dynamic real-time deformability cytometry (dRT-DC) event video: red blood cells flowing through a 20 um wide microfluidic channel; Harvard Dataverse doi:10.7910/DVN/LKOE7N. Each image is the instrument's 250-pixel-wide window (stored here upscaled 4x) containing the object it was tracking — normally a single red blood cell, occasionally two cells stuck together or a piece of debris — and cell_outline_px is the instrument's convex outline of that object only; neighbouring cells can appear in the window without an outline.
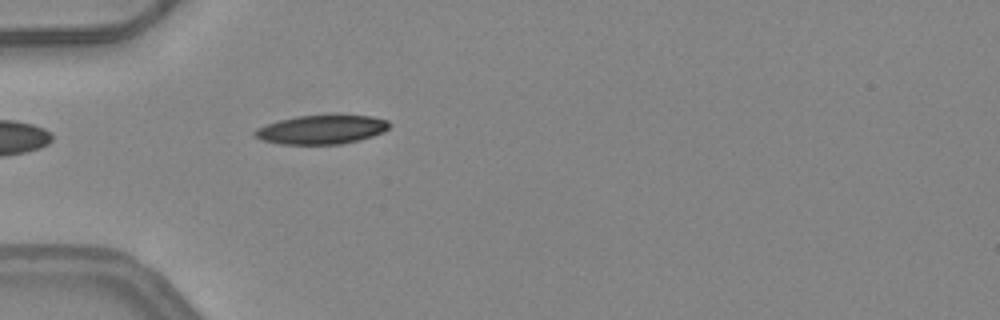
{"species": "common noctule bat (a hibernating species)", "species_latin": "Nyctalus noctula", "temperature_condition": "warm", "stored_images_in_passage": 4, "camera_frame_rate_fps": 3000, "um_per_image_px": 0.085, "animal": {"sex": "female", "body_mass_g": 24.6, "forearm_length_mm": 56.2}, "frame": {"image": 1, "passage_image": 4, "time_ms": 1.0, "image_size_px": [1000, 320], "cell_outline_px": [[388, 128], [384, 132], [360, 140], [340, 144], [280, 144], [264, 140], [252, 136], [252, 132], [256, 128], [280, 120], [296, 116], [372, 116], [388, 120]], "centroid_in_image_um": [27.31, 11.03], "position_along_channel_um": 57.7, "area_um2": 22.43}}